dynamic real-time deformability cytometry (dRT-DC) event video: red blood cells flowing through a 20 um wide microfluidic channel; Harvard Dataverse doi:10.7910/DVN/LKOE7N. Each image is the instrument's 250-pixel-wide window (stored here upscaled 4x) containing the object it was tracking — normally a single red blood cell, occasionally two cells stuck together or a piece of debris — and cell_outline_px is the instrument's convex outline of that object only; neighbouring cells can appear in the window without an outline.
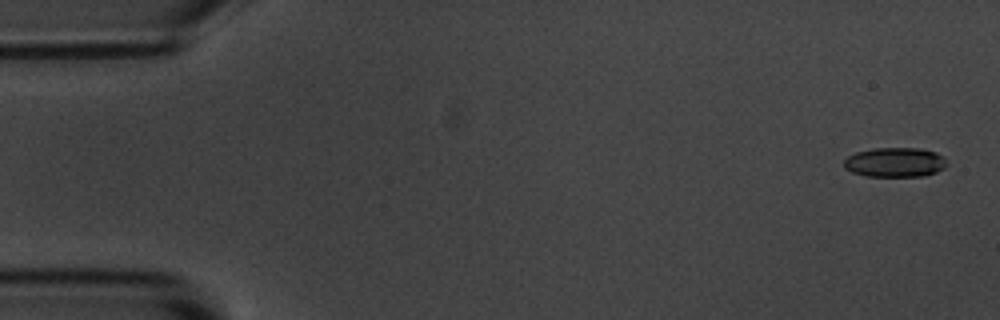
{"species": "common noctule bat (a hibernating species)", "species_latin": "Nyctalus noctula", "temperature_condition": "room temperature", "stored_images_in_passage": 55, "camera_frame_rate_fps": 3000, "um_per_image_px": 0.085, "animal": {"sex": "male", "body_mass_g": 20.1, "forearm_length_mm": 53.5}, "frame": {"image": 1, "passage_image": 1, "time_ms": 0.0, "image_size_px": [1000, 320], "cell_outline_px": [[948, 164], [944, 168], [936, 172], [924, 176], [864, 176], [852, 172], [844, 168], [844, 160], [848, 156], [856, 152], [872, 148], [920, 148], [936, 152], [944, 156]], "centroid_in_image_um": [76.09, 13.79], "position_along_channel_um": 8.9, "area_um2": 17.92}}
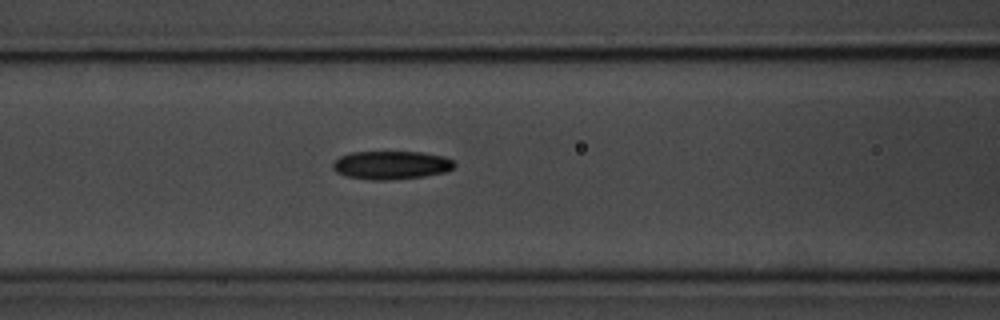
{"frame": {"image": 2, "passage_image": 22, "time_ms": 7.0, "image_size_px": [1000, 320], "cell_outline_px": [[456, 164], [452, 168], [444, 172], [424, 176], [388, 180], [372, 180], [344, 176], [336, 172], [332, 168], [332, 164], [340, 156], [352, 152], [420, 152], [444, 156], [452, 160]], "centroid_in_image_um": [33.22, 14.03], "position_along_channel_um": 133.4, "area_um2": 20.06}}
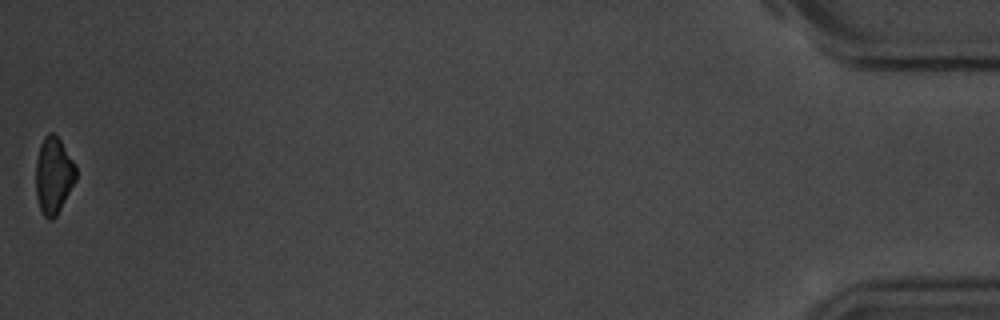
{"frame": {"image": 3, "passage_image": 55, "time_ms": 18.0, "image_size_px": [1000, 320], "cell_outline_px": [[76, 180], [56, 216], [52, 220], [48, 220], [44, 216], [40, 208], [36, 196], [36, 160], [40, 144], [44, 136], [48, 132], [52, 132], [60, 140], [76, 164]], "centroid_in_image_um": [4.55, 14.9], "position_along_channel_um": 430.6, "area_um2": 17.98}, "authors_computed_cell_mechanics": {"area_um2": 19.2474, "velocity_mm_per_s": 3.5957, "shape_relaxation_time_tau1_ms": 4.4324, "shape_relaxation_time_tau2_ms": 5.1968, "deformation_change_tau1": 0.1252, "deformation_change_tau2": 0.1207}}